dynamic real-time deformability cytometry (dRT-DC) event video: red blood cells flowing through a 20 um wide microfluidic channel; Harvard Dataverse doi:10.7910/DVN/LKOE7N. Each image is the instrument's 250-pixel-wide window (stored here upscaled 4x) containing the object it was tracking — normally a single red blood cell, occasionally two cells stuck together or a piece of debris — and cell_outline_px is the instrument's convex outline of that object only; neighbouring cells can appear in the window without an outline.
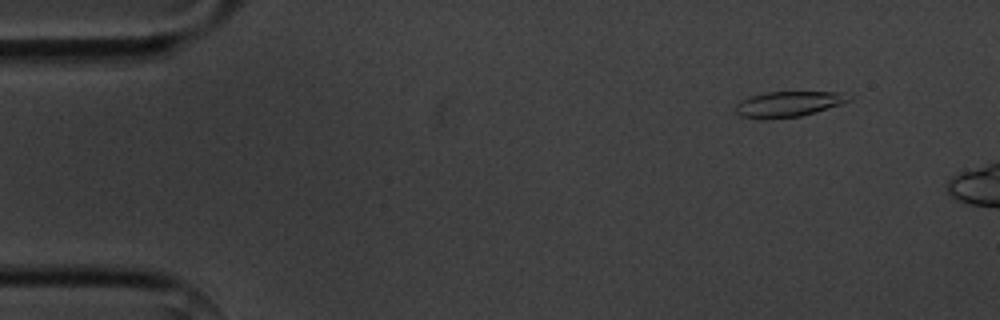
{"species": "common noctule bat (a hibernating species)", "species_latin": "Nyctalus noctula", "temperature_condition": "cold", "stored_images_in_passage": 4, "camera_frame_rate_fps": 3000, "um_per_image_px": 0.085, "animal": {"sex": "male", "body_mass_g": 20.1, "forearm_length_mm": 53.5}, "frame": {"image": 1, "passage_image": 2, "time_ms": 1.333, "image_size_px": [1000, 320], "cell_outline_px": [[852, 100], [816, 112], [800, 116], [764, 120], [740, 116], [736, 112], [736, 104], [740, 100], [752, 96], [768, 92], [844, 92], [852, 96]], "centroid_in_image_um": [67.02, 8.85], "position_along_channel_um": 18.0, "area_um2": 16.94}}